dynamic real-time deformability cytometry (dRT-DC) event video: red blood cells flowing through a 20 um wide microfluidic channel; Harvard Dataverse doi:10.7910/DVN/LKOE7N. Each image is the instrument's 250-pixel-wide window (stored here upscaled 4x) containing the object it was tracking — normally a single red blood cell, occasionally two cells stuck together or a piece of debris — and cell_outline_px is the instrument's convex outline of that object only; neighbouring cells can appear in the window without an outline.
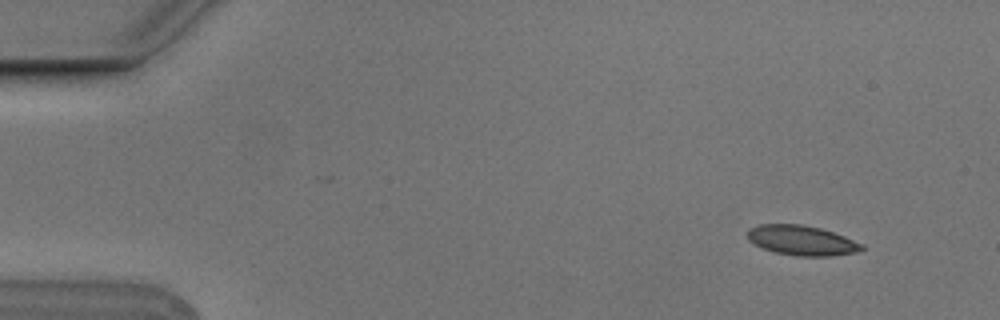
{"species": "Egyptian fruit bat (a non-hibernating species)", "species_latin": "Rousettus aegyptiacus", "temperature_condition": "cold", "stored_images_in_passage": 5, "camera_frame_rate_fps": 3000, "um_per_image_px": 0.085, "animal": {"sex": "male"}, "frame": {"image": 1, "passage_image": 1, "time_ms": 0.0, "image_size_px": [1000, 320], "cell_outline_px": [[864, 248], [856, 252], [832, 256], [796, 256], [772, 252], [748, 240], [748, 228], [760, 224], [800, 224], [820, 228], [844, 236], [864, 244]], "centroid_in_image_um": [68.15, 20.44], "position_along_channel_um": 16.9, "area_um2": 19.88}}